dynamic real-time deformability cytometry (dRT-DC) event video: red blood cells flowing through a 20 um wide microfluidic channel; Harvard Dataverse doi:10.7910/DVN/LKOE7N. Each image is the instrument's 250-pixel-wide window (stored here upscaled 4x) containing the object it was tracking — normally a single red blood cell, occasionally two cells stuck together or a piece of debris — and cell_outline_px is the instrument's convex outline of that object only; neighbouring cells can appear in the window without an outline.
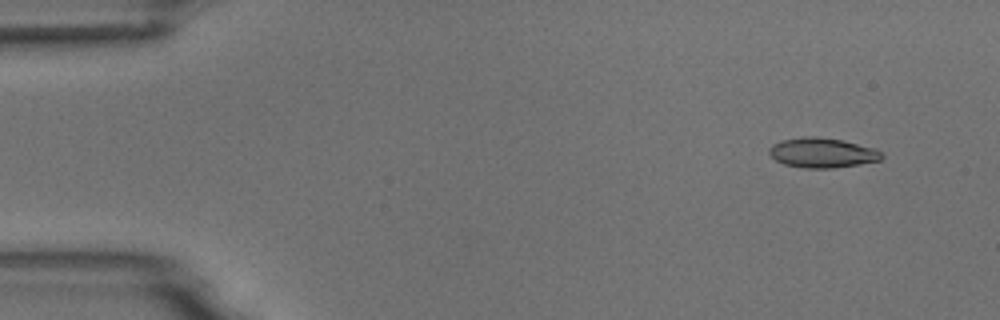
{"species": "common noctule bat (a hibernating species)", "species_latin": "Nyctalus noctula", "temperature_condition": "room temperature", "stored_images_in_passage": 5, "camera_frame_rate_fps": 3000, "um_per_image_px": 0.085, "animal": {"sex": "male", "body_mass_g": 18.8}, "frame": {"image": 1, "passage_image": 2, "time_ms": 1.0, "image_size_px": [1000, 320], "cell_outline_px": [[884, 156], [880, 160], [832, 168], [804, 168], [784, 164], [776, 160], [768, 152], [768, 148], [772, 144], [780, 140], [804, 136], [816, 136], [844, 140], [872, 148], [880, 152]], "centroid_in_image_um": [69.83, 12.97], "position_along_channel_um": 15.2, "area_um2": 19.48}}
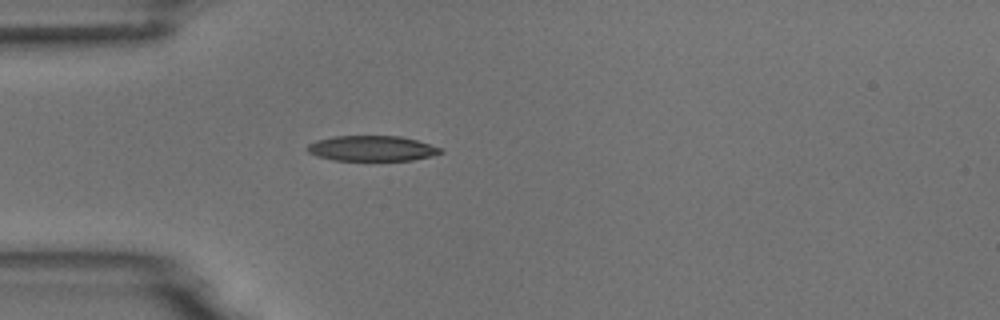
{"frame": {"image": 2, "passage_image": 5, "time_ms": 4.667, "image_size_px": [1000, 320], "cell_outline_px": [[444, 152], [412, 160], [332, 160], [316, 156], [308, 152], [304, 148], [308, 144], [316, 140], [336, 136], [400, 136], [416, 140], [440, 148]], "centroid_in_image_um": [31.53, 12.61], "position_along_channel_um": 53.5, "area_um2": 19.54}}